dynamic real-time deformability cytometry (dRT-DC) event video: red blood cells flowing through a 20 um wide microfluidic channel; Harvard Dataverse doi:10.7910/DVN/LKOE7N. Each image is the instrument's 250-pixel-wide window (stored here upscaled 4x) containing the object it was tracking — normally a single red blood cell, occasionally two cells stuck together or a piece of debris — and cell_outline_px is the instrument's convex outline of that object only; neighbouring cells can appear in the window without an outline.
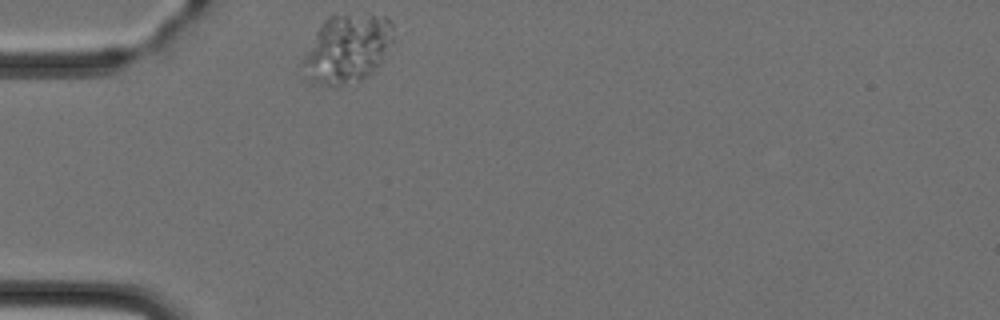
{"species": "Egyptian fruit bat (a non-hibernating species)", "species_latin": "Rousettus aegyptiacus", "temperature_condition": "cold", "stored_images_in_passage": 1, "camera_frame_rate_fps": 3000, "um_per_image_px": 0.085, "animal": {"sex": "female"}, "frame": {"image": 1, "passage_image": 1, "time_ms": 0.0, "image_size_px": [1000, 320], "cell_outline_px": [[404, 32], [376, 68], [368, 76], [360, 80], [336, 88], [332, 88], [304, 80], [300, 60], [316, 32], [324, 20], [328, 16], [384, 16], [392, 20]], "centroid_in_image_um": [29.59, 4.18], "position_along_channel_um": 55.4, "area_um2": 37.8}}